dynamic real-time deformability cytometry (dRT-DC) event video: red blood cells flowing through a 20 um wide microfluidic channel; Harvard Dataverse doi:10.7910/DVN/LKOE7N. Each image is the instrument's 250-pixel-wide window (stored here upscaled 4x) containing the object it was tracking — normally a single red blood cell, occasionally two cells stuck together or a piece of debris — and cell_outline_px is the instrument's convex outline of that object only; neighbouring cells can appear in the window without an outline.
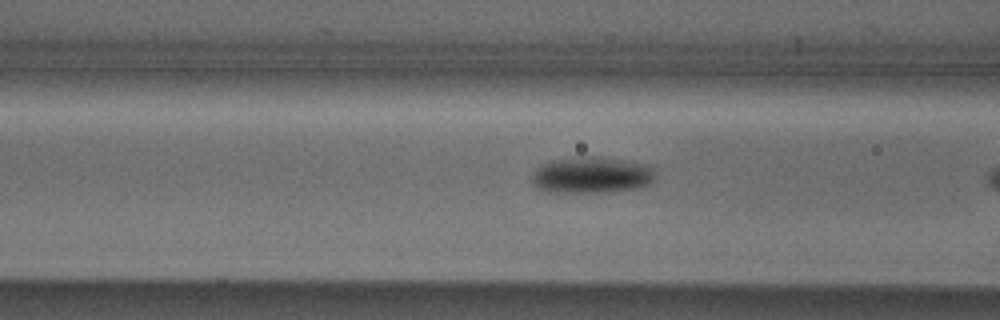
{"species": "Egyptian fruit bat (a non-hibernating species)", "species_latin": "Rousettus aegyptiacus", "temperature_condition": "cold", "stored_images_in_passage": 7, "camera_frame_rate_fps": 3000, "um_per_image_px": 0.085, "animal": {"sex": "male"}, "frame": {"image": 1, "passage_image": 6, "time_ms": 1.667, "image_size_px": [1000, 320], "cell_outline_px": [[652, 184], [636, 188], [596, 192], [548, 192], [536, 188], [532, 184], [532, 176], [536, 168], [540, 164], [556, 160], [580, 156], [592, 156], [624, 160], [648, 164], [652, 168]], "centroid_in_image_um": [50.24, 14.87], "position_along_channel_um": 116.4, "area_um2": 26.01}}